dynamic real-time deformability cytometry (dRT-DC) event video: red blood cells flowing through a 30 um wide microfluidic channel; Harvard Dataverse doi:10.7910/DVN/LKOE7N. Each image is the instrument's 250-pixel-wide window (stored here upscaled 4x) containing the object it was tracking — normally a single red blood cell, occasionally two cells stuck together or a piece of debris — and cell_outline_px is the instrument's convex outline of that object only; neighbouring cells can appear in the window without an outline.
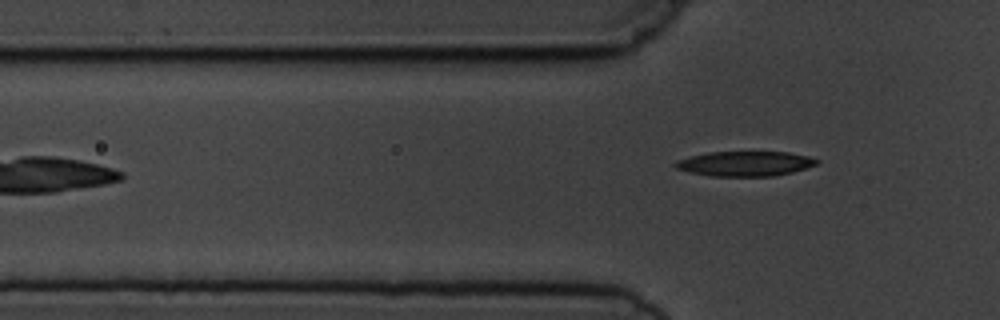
{"species": "common noctule bat (a hibernating species)", "species_latin": "Nyctalus noctula", "temperature_condition": "cold", "stored_images_in_passage": 4, "camera_frame_rate_fps": 3000, "um_per_image_px": 0.085, "animal": {"sex": "male", "body_mass_g": 19.5, "forearm_length_mm": 54.6}, "frame": {"image": 1, "passage_image": 4, "time_ms": 3.667, "image_size_px": [1000, 320], "cell_outline_px": [[820, 160], [816, 164], [792, 172], [772, 176], [712, 176], [692, 172], [676, 168], [672, 164], [676, 160], [708, 152], [788, 152], [808, 156]], "centroid_in_image_um": [63.32, 13.9], "position_along_channel_um": 62.5, "area_um2": 20.29}}